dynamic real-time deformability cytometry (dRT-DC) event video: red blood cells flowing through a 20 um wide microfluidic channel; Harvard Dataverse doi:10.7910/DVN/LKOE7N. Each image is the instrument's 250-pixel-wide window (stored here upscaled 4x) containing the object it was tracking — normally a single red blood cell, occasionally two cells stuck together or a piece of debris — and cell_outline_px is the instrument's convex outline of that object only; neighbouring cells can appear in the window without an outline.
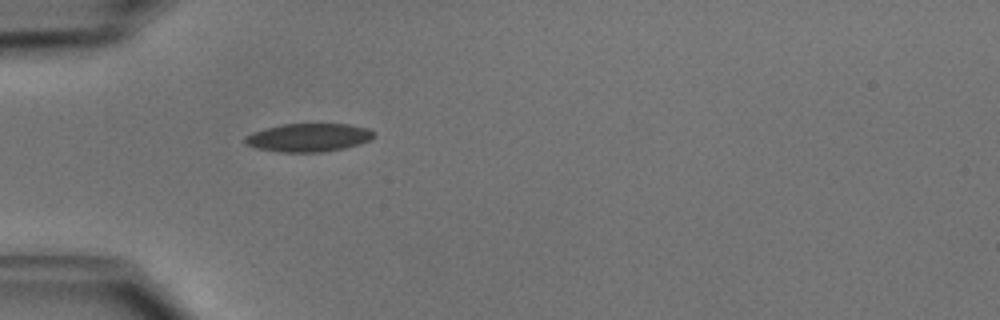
{"species": "common noctule bat (a hibernating species)", "species_latin": "Nyctalus noctula", "temperature_condition": "cold", "stored_images_in_passage": 4, "camera_frame_rate_fps": 3000, "um_per_image_px": 0.085, "animal": {"sex": "male", "body_mass_g": 15.6}, "frame": {"image": 1, "passage_image": 1, "time_ms": 0.0, "image_size_px": [1000, 320], "cell_outline_px": [[376, 132], [372, 140], [344, 148], [324, 152], [280, 152], [260, 148], [248, 144], [244, 140], [244, 136], [252, 132], [264, 128], [284, 124], [348, 124], [368, 128]], "centroid_in_image_um": [26.27, 11.68], "position_along_channel_um": 58.7, "area_um2": 21.21}}